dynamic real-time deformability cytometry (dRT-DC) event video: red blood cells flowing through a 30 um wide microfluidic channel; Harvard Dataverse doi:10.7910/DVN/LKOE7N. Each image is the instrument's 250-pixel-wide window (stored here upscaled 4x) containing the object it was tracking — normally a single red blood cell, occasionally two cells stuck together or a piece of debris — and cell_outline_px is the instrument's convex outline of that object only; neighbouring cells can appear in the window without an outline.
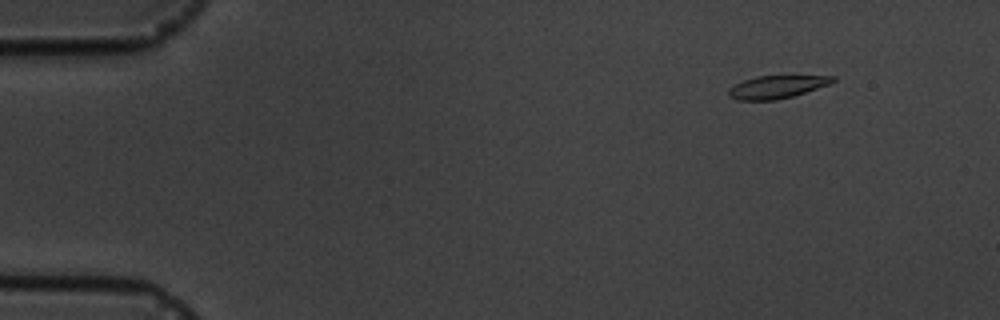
{"species": "common noctule bat (a hibernating species)", "species_latin": "Nyctalus noctula", "temperature_condition": "cold", "stored_images_in_passage": 5, "camera_frame_rate_fps": 3000, "um_per_image_px": 0.085, "animal": {"sex": "male", "body_mass_g": 19.5, "forearm_length_mm": 54.6}, "frame": {"image": 1, "passage_image": 1, "time_ms": 0.0, "image_size_px": [1000, 320], "cell_outline_px": [[836, 80], [828, 84], [792, 96], [776, 100], [736, 100], [728, 96], [728, 88], [744, 80], [756, 76], [836, 76]], "centroid_in_image_um": [65.97, 7.39], "position_along_channel_um": 19.0, "area_um2": 13.64}}
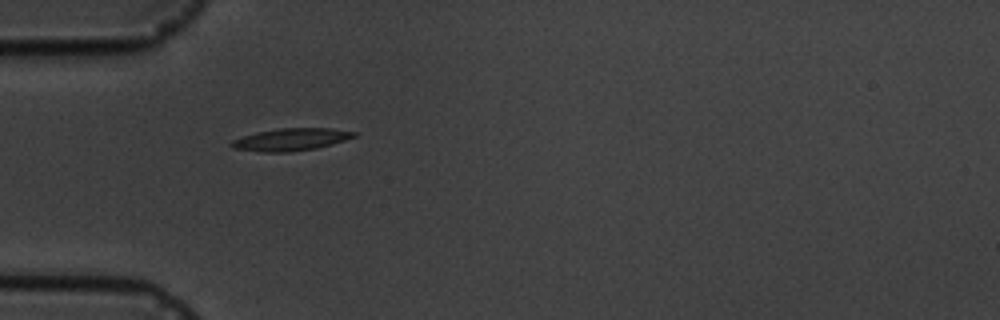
{"frame": {"image": 2, "passage_image": 4, "time_ms": 3.667, "image_size_px": [1000, 320], "cell_outline_px": [[356, 136], [332, 144], [316, 148], [292, 152], [264, 152], [232, 148], [228, 144], [232, 140], [256, 132], [280, 128], [332, 128], [356, 132]], "centroid_in_image_um": [24.71, 11.86], "position_along_channel_um": 60.3, "area_um2": 15.95}}
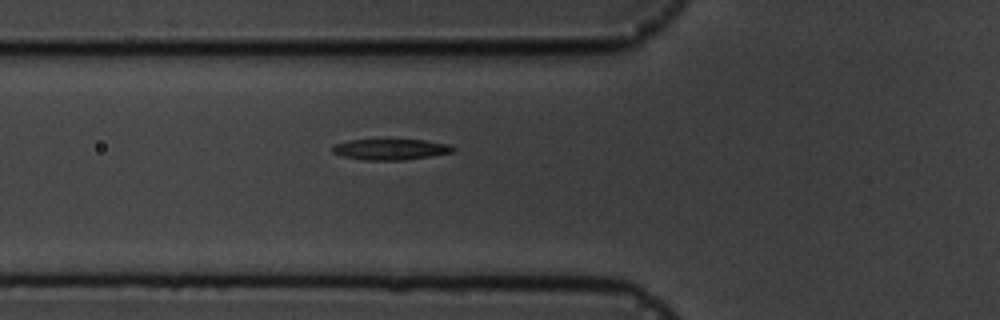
{"frame": {"image": 3, "passage_image": 5, "time_ms": 4.667, "image_size_px": [1000, 320], "cell_outline_px": [[456, 148], [452, 152], [404, 160], [364, 160], [344, 156], [332, 152], [332, 144], [348, 140], [424, 140], [448, 144]], "centroid_in_image_um": [33.16, 12.69], "position_along_channel_um": 92.6, "area_um2": 14.51}}